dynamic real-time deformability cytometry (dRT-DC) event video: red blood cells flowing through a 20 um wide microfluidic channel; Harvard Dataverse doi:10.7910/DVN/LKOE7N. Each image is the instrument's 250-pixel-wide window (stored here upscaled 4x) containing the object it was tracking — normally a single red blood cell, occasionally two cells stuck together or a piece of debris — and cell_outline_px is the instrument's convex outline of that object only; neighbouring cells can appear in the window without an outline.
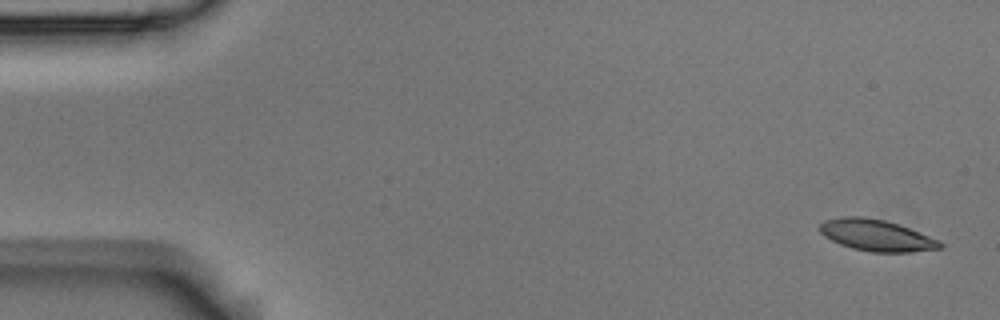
{"species": "Egyptian fruit bat (a non-hibernating species)", "species_latin": "Rousettus aegyptiacus", "temperature_condition": "room temperature", "stored_images_in_passage": 5, "camera_frame_rate_fps": 3000, "um_per_image_px": 0.085, "animal": {"sex": "male"}, "frame": {"image": 1, "passage_image": 1, "time_ms": 0.0, "image_size_px": [1000, 320], "cell_outline_px": [[944, 248], [912, 252], [872, 252], [852, 248], [840, 244], [824, 236], [820, 232], [820, 224], [824, 220], [844, 216], [864, 216], [884, 220], [908, 228], [940, 240], [944, 244]], "centroid_in_image_um": [74.51, 20.0], "position_along_channel_um": 10.5, "area_um2": 22.02}}
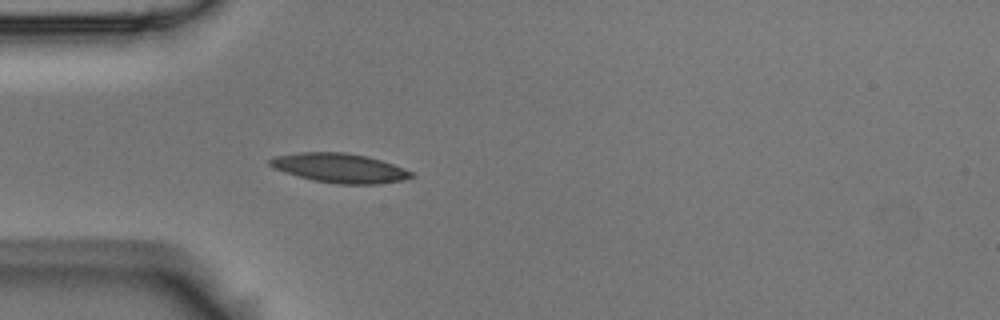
{"frame": {"image": 2, "passage_image": 5, "time_ms": 1.333, "image_size_px": [1000, 320], "cell_outline_px": [[416, 176], [400, 180], [380, 184], [340, 184], [312, 180], [284, 172], [272, 168], [268, 164], [268, 160], [272, 156], [300, 152], [344, 152], [368, 156], [392, 164], [412, 172]], "centroid_in_image_um": [28.81, 14.27], "position_along_channel_um": 56.2, "area_um2": 24.22}}